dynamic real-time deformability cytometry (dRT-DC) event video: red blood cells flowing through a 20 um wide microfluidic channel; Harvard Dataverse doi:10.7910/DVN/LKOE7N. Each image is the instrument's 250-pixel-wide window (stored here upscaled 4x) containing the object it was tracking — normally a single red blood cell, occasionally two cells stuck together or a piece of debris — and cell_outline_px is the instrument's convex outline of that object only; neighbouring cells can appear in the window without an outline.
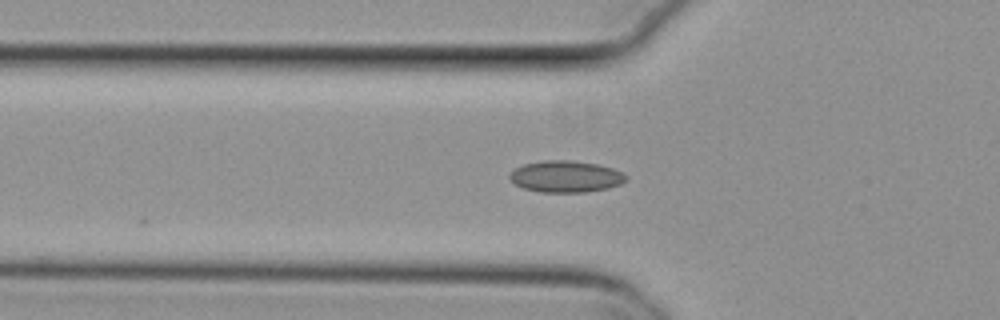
{"species": "common noctule bat (a hibernating species)", "species_latin": "Nyctalus noctula", "temperature_condition": "cold", "stored_images_in_passage": 6, "camera_frame_rate_fps": 3000, "um_per_image_px": 0.085, "animal": {"sex": "female", "body_mass_g": 29.2, "forearm_length_mm": 56.3}, "frame": {"image": 1, "passage_image": 4, "time_ms": 1.0, "image_size_px": [1000, 320], "cell_outline_px": [[628, 180], [620, 184], [608, 188], [584, 192], [540, 192], [524, 188], [516, 184], [508, 176], [516, 168], [524, 164], [544, 160], [572, 160], [596, 164], [612, 168], [624, 172], [628, 176]], "centroid_in_image_um": [48.14, 15.0], "position_along_channel_um": 77.7, "area_um2": 21.39}}